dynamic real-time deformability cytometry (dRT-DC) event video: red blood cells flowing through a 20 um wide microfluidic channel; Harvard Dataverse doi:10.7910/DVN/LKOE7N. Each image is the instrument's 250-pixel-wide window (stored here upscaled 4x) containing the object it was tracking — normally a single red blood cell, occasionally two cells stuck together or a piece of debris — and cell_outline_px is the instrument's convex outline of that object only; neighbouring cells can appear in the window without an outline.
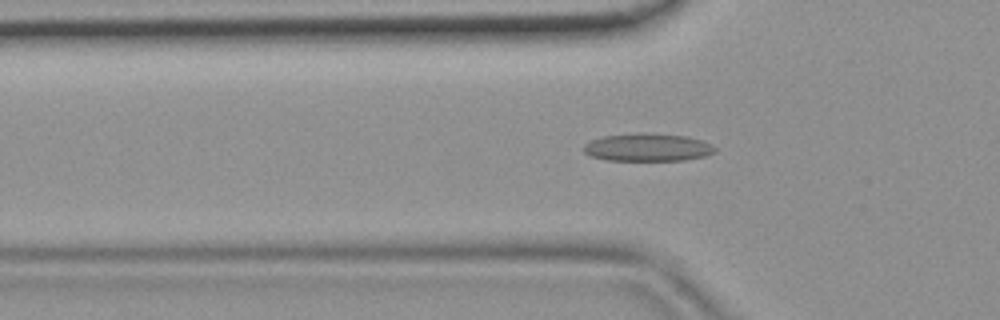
{"species": "common noctule bat (a hibernating species)", "species_latin": "Nyctalus noctula", "temperature_condition": "room temperature", "stored_images_in_passage": 48, "camera_frame_rate_fps": 3000, "um_per_image_px": 0.085, "animal": {"sex": "female", "body_mass_g": 19.9}, "frame": {"image": 1, "passage_image": 16, "time_ms": 5.0, "image_size_px": [1000, 320], "cell_outline_px": [[716, 152], [704, 156], [684, 160], [608, 160], [592, 156], [584, 152], [584, 144], [592, 140], [604, 136], [636, 132], [640, 132], [688, 136], [712, 144], [716, 148]], "centroid_in_image_um": [55.07, 12.51], "position_along_channel_um": 70.7, "area_um2": 21.27}}
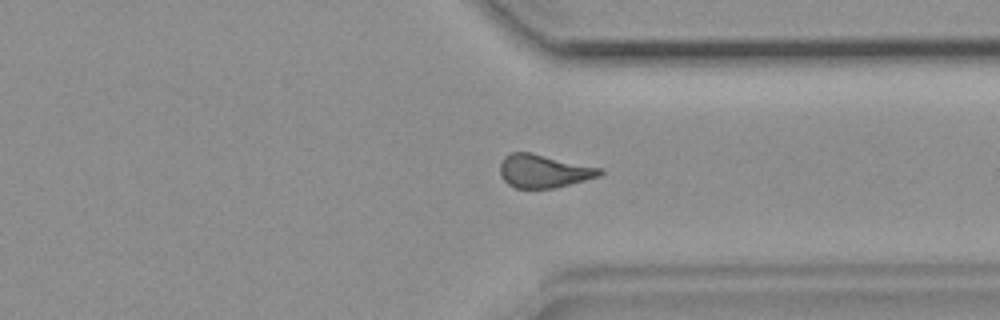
{"frame": {"image": 2, "passage_image": 37, "time_ms": 12.0, "image_size_px": [1000, 320], "cell_outline_px": [[604, 172], [600, 176], [556, 188], [516, 188], [508, 184], [500, 176], [500, 164], [504, 156], [512, 152], [532, 152], [604, 168]], "centroid_in_image_um": [46.24, 14.53], "position_along_channel_um": 365.2, "area_um2": 19.65}}
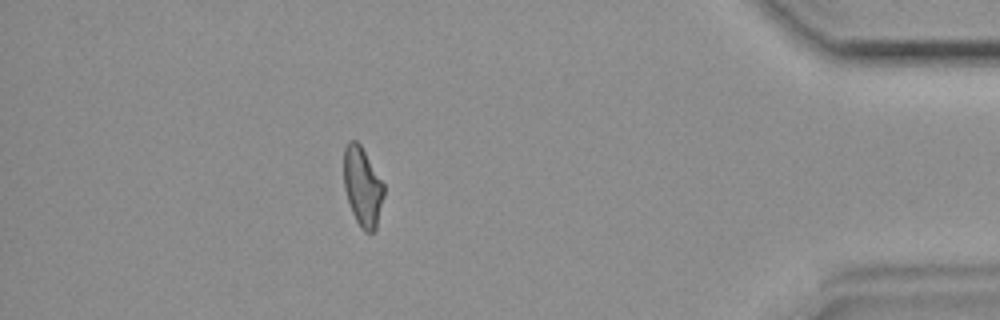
{"frame": {"image": 3, "passage_image": 43, "time_ms": 14.0, "image_size_px": [1000, 320], "cell_outline_px": [[384, 196], [376, 228], [372, 232], [364, 232], [360, 228], [352, 212], [344, 188], [344, 148], [348, 140], [356, 140], [360, 144], [384, 184]], "centroid_in_image_um": [30.81, 15.87], "position_along_channel_um": 404.4, "area_um2": 18.44}}